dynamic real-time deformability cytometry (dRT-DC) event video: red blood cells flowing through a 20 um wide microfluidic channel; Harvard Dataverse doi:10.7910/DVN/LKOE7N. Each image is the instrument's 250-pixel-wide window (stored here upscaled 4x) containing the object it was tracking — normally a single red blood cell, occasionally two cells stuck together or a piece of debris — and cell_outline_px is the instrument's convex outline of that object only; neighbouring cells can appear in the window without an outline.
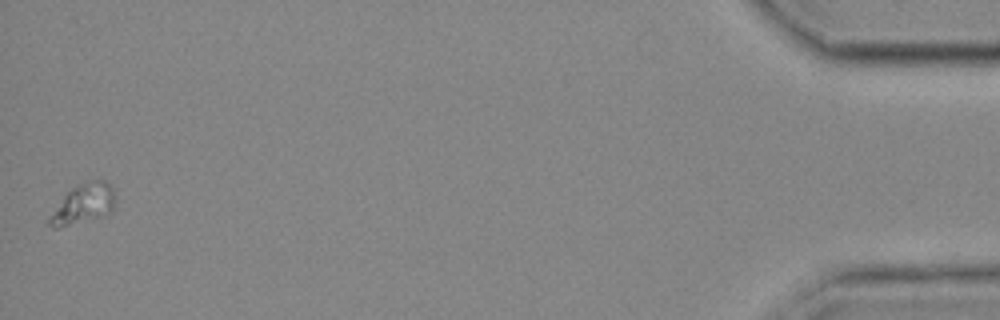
{"species": "common noctule bat (a hibernating species)", "species_latin": "Nyctalus noctula", "temperature_condition": "cold", "stored_images_in_passage": 50, "camera_frame_rate_fps": 3000, "um_per_image_px": 0.085, "animal": {"sex": "female", "body_mass_g": 25.1}, "frame": {"image": 1, "passage_image": 50, "time_ms": 16.333, "image_size_px": [1000, 320], "cell_outline_px": [[112, 212], [104, 216], [60, 228], [52, 228], [48, 224], [48, 216], [64, 196], [72, 188], [80, 184], [96, 180], [104, 180], [112, 188]], "centroid_in_image_um": [7.02, 17.38], "position_along_channel_um": 428.2, "area_um2": 14.91}}